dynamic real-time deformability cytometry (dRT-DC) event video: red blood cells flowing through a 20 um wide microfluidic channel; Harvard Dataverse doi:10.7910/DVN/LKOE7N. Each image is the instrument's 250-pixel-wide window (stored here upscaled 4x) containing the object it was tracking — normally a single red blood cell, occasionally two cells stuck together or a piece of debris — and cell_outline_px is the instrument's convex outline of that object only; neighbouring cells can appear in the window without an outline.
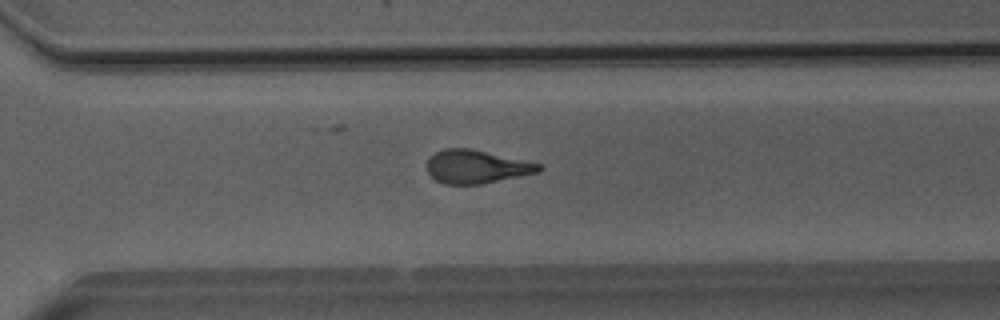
{"species": "Egyptian fruit bat (a non-hibernating species)", "species_latin": "Rousettus aegyptiacus", "temperature_condition": "room temperature", "stored_images_in_passage": 38, "camera_frame_rate_fps": 3000, "um_per_image_px": 0.085, "animal": {"sex": "male"}, "frame": {"image": 1, "passage_image": 23, "time_ms": 7.333, "image_size_px": [1000, 320], "cell_outline_px": [[544, 168], [540, 172], [480, 184], [444, 184], [436, 180], [424, 168], [424, 164], [436, 152], [444, 148], [472, 148], [540, 164]], "centroid_in_image_um": [40.47, 14.16], "position_along_channel_um": 330.1, "area_um2": 21.79}}
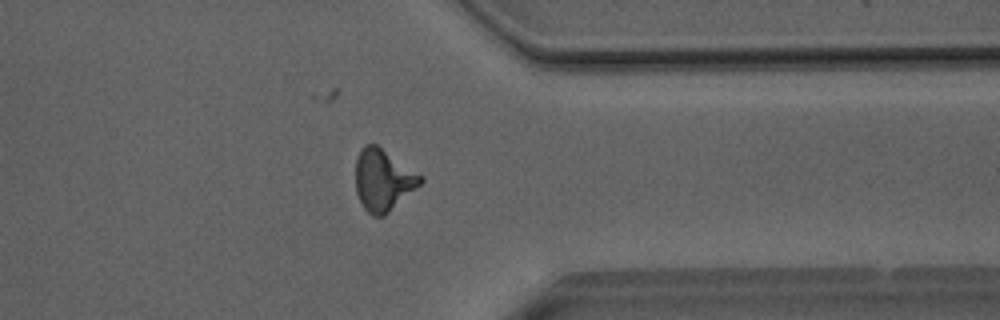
{"frame": {"image": 2, "passage_image": 27, "time_ms": 8.667, "image_size_px": [1000, 320], "cell_outline_px": [[424, 180], [420, 184], [384, 216], [372, 216], [364, 208], [356, 192], [356, 156], [364, 144], [376, 144], [424, 176]], "centroid_in_image_um": [32.56, 15.28], "position_along_channel_um": 378.8, "area_um2": 23.18}}
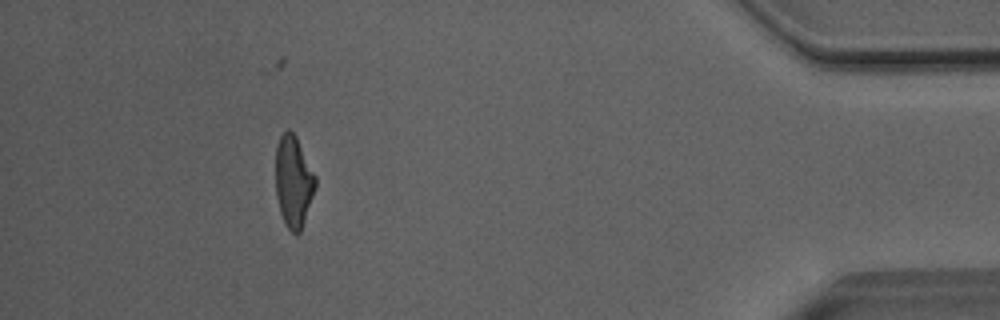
{"frame": {"image": 3, "passage_image": 33, "time_ms": 10.667, "image_size_px": [1000, 320], "cell_outline_px": [[316, 188], [300, 232], [292, 232], [288, 228], [280, 212], [276, 196], [276, 144], [280, 136], [288, 128], [296, 136], [316, 176]], "centroid_in_image_um": [24.95, 15.39], "position_along_channel_um": 410.3, "area_um2": 21.1}, "authors_computed_cell_mechanics": {"area_um2": 22.1374, "velocity_mm_per_s": 4.0812, "shape_relaxation_time_tau1_ms": 5.3724, "shape_relaxation_time_tau2_ms": 1.6325, "deformation_change_tau1": 0.2074, "deformation_change_tau2": 0.1154}}